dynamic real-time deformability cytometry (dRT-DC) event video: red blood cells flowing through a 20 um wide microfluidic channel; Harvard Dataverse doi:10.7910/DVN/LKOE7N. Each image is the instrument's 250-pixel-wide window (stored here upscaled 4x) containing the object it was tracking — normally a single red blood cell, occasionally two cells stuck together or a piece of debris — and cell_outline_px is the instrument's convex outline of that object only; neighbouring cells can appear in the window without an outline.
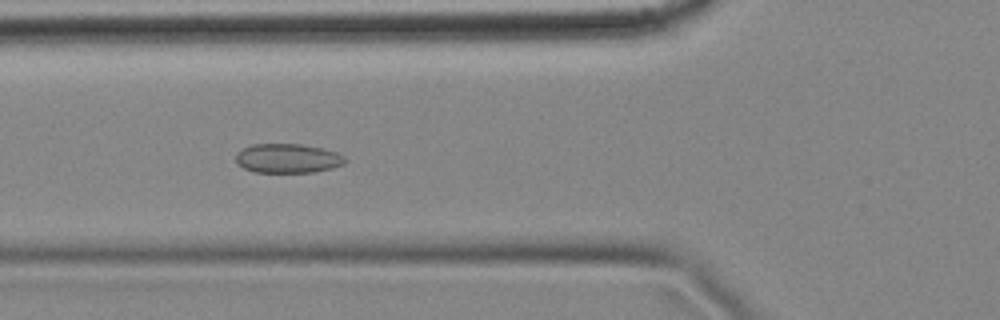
{"species": "common noctule bat (a hibernating species)", "species_latin": "Nyctalus noctula", "temperature_condition": "cold", "stored_images_in_passage": 8, "camera_frame_rate_fps": 3000, "um_per_image_px": 0.085, "animal": {"sex": "female", "body_mass_g": 18.4}, "frame": {"image": 1, "passage_image": 5, "time_ms": 1.333, "image_size_px": [1000, 320], "cell_outline_px": [[348, 160], [344, 164], [332, 168], [316, 172], [252, 172], [236, 164], [236, 152], [252, 144], [300, 144], [324, 148], [336, 152], [344, 156]], "centroid_in_image_um": [24.46, 13.46], "position_along_channel_um": 101.3, "area_um2": 18.84}}
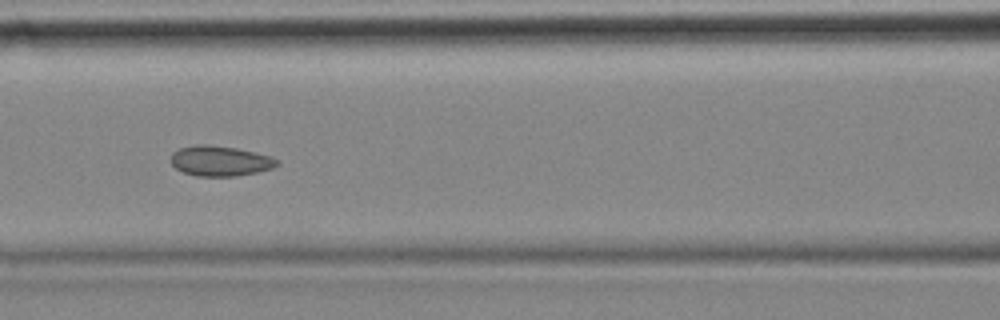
{"frame": {"image": 2, "passage_image": 6, "time_ms": 1.667, "image_size_px": [1000, 320], "cell_outline_px": [[280, 164], [272, 168], [256, 172], [236, 176], [196, 176], [184, 172], [176, 168], [172, 164], [172, 152], [180, 148], [196, 144], [208, 144], [236, 148], [268, 156], [276, 160]], "centroid_in_image_um": [18.68, 13.68], "position_along_channel_um": 147.9, "area_um2": 18.44}}
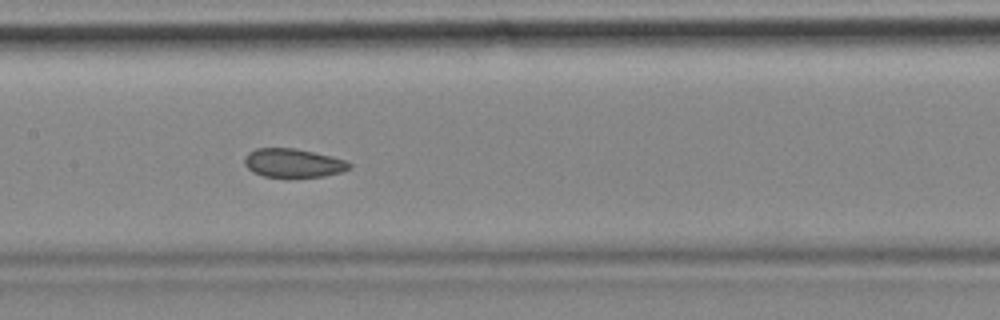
{"frame": {"image": 3, "passage_image": 7, "time_ms": 2.0, "image_size_px": [1000, 320], "cell_outline_px": [[352, 164], [348, 168], [340, 172], [324, 176], [264, 176], [252, 172], [244, 164], [244, 156], [248, 152], [256, 148], [292, 148], [312, 152], [344, 160]], "centroid_in_image_um": [24.85, 13.84], "position_along_channel_um": 182.6, "area_um2": 17.11}}